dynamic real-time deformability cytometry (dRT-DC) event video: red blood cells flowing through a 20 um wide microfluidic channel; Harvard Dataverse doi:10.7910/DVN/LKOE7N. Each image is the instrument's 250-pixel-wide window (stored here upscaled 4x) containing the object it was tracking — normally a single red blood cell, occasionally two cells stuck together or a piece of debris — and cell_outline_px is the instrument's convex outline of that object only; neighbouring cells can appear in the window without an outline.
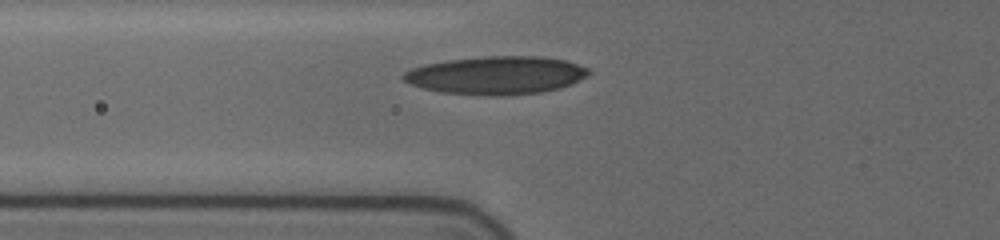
{"species": "human", "species_latin": "Homo sapiens", "temperature_condition": "cold", "stored_images_in_passage": 32, "camera_frame_rate_fps": 3000, "um_per_image_px": 0.085, "donor": {"sex": "female"}, "frame": {"image": 1, "passage_image": 5, "time_ms": 1.333, "image_size_px": [1000, 240], "cell_outline_px": [[592, 72], [588, 76], [580, 80], [560, 88], [544, 92], [504, 96], [488, 96], [440, 92], [424, 88], [412, 84], [404, 80], [400, 76], [404, 72], [412, 68], [424, 64], [444, 60], [484, 56], [540, 56], [564, 60], [588, 68]], "centroid_in_image_um": [42.19, 6.4], "position_along_channel_um": 83.6, "area_um2": 41.44}}
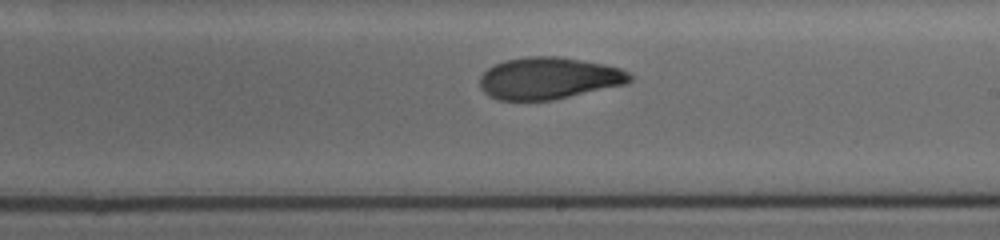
{"frame": {"image": 2, "passage_image": 18, "time_ms": 5.667, "image_size_px": [1000, 240], "cell_outline_px": [[632, 80], [628, 84], [552, 100], [496, 100], [488, 96], [480, 88], [480, 76], [488, 68], [504, 60], [528, 56], [560, 56], [604, 64], [620, 68], [628, 72], [632, 76]], "centroid_in_image_um": [46.65, 6.65], "position_along_channel_um": 242.4, "area_um2": 36.88}}
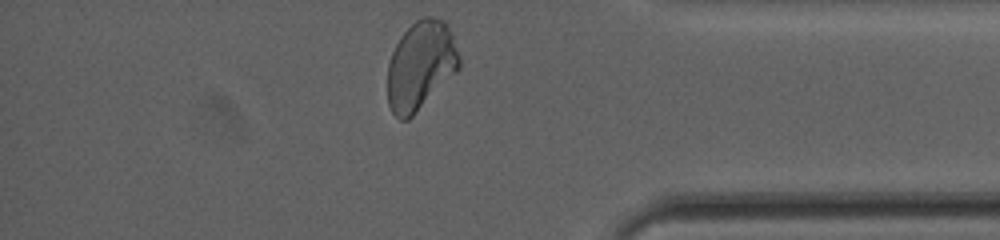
{"frame": {"image": 3, "passage_image": 32, "time_ms": 10.333, "image_size_px": [1000, 240], "cell_outline_px": [[460, 68], [408, 120], [400, 120], [392, 112], [388, 104], [388, 60], [400, 36], [416, 20], [424, 16], [432, 16], [444, 20], [452, 36], [460, 56]], "centroid_in_image_um": [35.74, 5.56], "position_along_channel_um": 399.5, "area_um2": 36.88}, "authors_computed_cell_mechanics": {"area_um2": 37.0209, "velocity_mm_per_s": 3.6645, "shape_relaxation_time_tau1_ms": 4.8574, "shape_relaxation_time_tau2_ms": 2.0688, "deformation_change_tau1": 0.1615, "deformation_change_tau2": 0.0738}}